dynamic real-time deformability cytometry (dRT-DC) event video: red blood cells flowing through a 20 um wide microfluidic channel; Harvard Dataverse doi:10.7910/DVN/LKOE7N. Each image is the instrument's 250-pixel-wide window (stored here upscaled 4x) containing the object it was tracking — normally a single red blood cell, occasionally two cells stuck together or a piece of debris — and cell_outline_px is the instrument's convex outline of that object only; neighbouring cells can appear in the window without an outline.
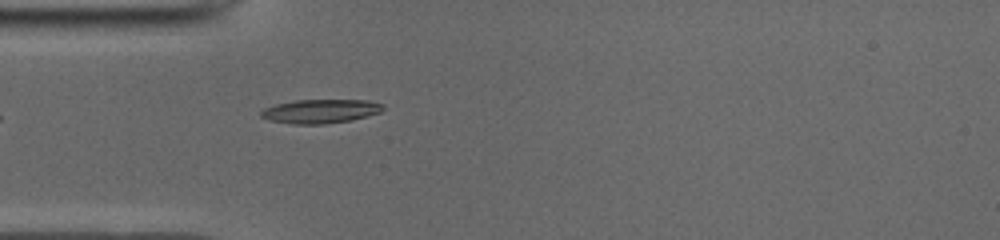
{"species": "common noctule bat (a hibernating species)", "species_latin": "Nyctalus noctula", "temperature_condition": "cold", "stored_images_in_passage": 37, "camera_frame_rate_fps": 3000, "um_per_image_px": 0.085, "animal": {"sex": "male", "body_mass_g": 19.0, "forearm_length_mm": 50.8}, "frame": {"image": 1, "passage_image": 1, "time_ms": 0.0, "image_size_px": [1000, 240], "cell_outline_px": [[384, 108], [380, 112], [368, 116], [352, 120], [324, 124], [292, 124], [268, 120], [260, 116], [260, 112], [264, 108], [276, 104], [296, 100], [368, 100], [384, 104]], "centroid_in_image_um": [27.24, 9.45], "position_along_channel_um": 57.8, "area_um2": 17.11}}
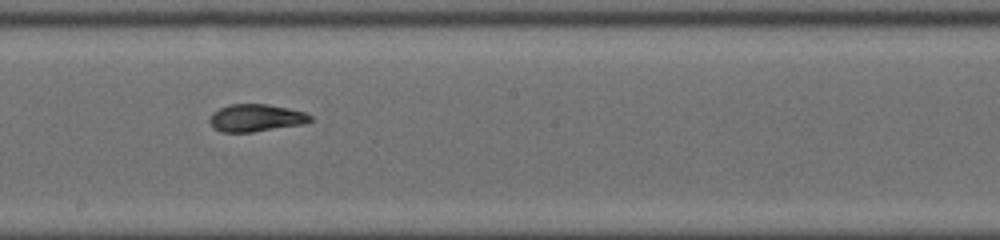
{"frame": {"image": 2, "passage_image": 14, "time_ms": 4.333, "image_size_px": [1000, 240], "cell_outline_px": [[312, 120], [300, 124], [252, 132], [220, 132], [212, 128], [208, 120], [212, 112], [228, 104], [268, 104], [288, 108], [304, 112], [312, 116]], "centroid_in_image_um": [21.68, 10.01], "position_along_channel_um": 226.5, "area_um2": 16.07}}
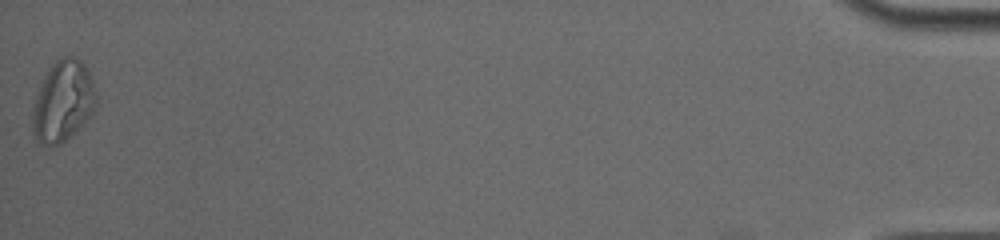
{"frame": {"image": 3, "passage_image": 37, "time_ms": 12.0, "image_size_px": [1000, 240], "cell_outline_px": [[96, 112], [60, 144], [48, 148], [40, 144], [36, 140], [32, 128], [32, 120], [36, 96], [40, 84], [48, 68], [60, 56], [76, 56], [84, 64], [96, 88]], "centroid_in_image_um": [5.36, 8.61], "position_along_channel_um": 429.8, "area_um2": 30.35}, "authors_computed_cell_mechanics": {"area_um2": 16.473, "velocity_mm_per_s": 3.9515, "shape_relaxation_time_tau1_ms": 6.443, "shape_relaxation_time_tau2_ms": 1.763, "deformation_change_tau1": 0.2017, "deformation_change_tau2": 0.0764}}